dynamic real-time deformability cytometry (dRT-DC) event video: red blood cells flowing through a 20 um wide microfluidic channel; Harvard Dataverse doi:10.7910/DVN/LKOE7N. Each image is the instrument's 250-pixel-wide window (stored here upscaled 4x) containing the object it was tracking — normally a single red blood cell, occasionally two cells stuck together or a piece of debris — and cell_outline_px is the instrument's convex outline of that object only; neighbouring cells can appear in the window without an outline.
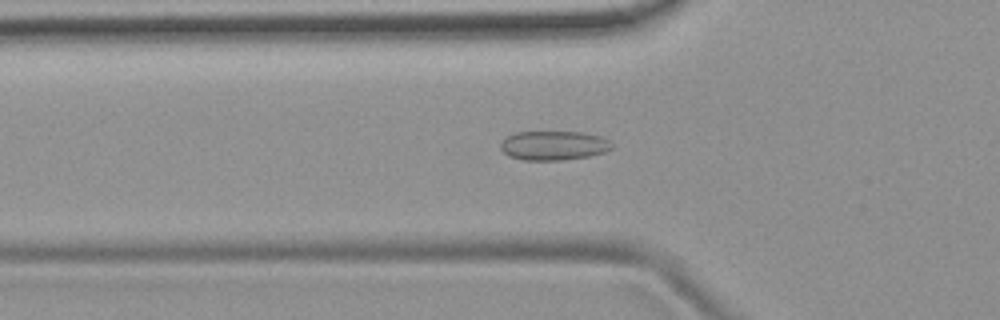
{"species": "common noctule bat (a hibernating species)", "species_latin": "Nyctalus noctula", "temperature_condition": "room temperature", "stored_images_in_passage": 52, "camera_frame_rate_fps": 3000, "um_per_image_px": 0.085, "animal": {"sex": "female", "body_mass_g": 19.9}, "frame": {"image": 1, "passage_image": 17, "time_ms": 5.333, "image_size_px": [1000, 320], "cell_outline_px": [[612, 148], [604, 152], [588, 156], [560, 160], [524, 160], [508, 156], [500, 148], [500, 140], [516, 132], [580, 132], [600, 136], [608, 140], [612, 144]], "centroid_in_image_um": [47.02, 12.37], "position_along_channel_um": 78.8, "area_um2": 18.9}}
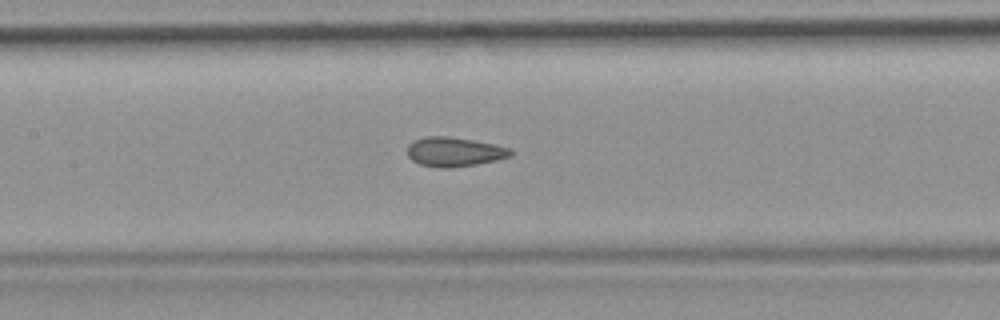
{"frame": {"image": 2, "passage_image": 24, "time_ms": 7.667, "image_size_px": [1000, 320], "cell_outline_px": [[512, 156], [496, 160], [476, 164], [448, 168], [440, 168], [420, 164], [412, 160], [408, 156], [408, 144], [424, 136], [448, 136], [496, 144], [512, 148]], "centroid_in_image_um": [38.64, 12.9], "position_along_channel_um": 168.8, "area_um2": 17.69}}
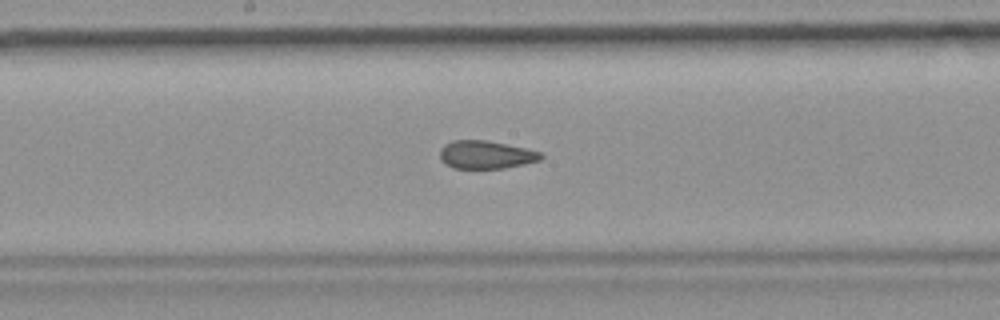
{"frame": {"image": 3, "passage_image": 27, "time_ms": 8.667, "image_size_px": [1000, 320], "cell_outline_px": [[544, 156], [540, 160], [524, 164], [504, 168], [452, 168], [440, 160], [440, 148], [444, 144], [452, 140], [484, 140], [524, 148], [540, 152]], "centroid_in_image_um": [41.26, 13.15], "position_along_channel_um": 206.9, "area_um2": 16.42}, "authors_computed_cell_mechanics": {"area_um2": 17.8891, "velocity_mm_per_s": 3.8283, "shape_relaxation_time_tau1_ms": null, "shape_relaxation_time_tau2_ms": 1.3988, "deformation_change_tau1": null, "deformation_change_tau2": 0.0694}}